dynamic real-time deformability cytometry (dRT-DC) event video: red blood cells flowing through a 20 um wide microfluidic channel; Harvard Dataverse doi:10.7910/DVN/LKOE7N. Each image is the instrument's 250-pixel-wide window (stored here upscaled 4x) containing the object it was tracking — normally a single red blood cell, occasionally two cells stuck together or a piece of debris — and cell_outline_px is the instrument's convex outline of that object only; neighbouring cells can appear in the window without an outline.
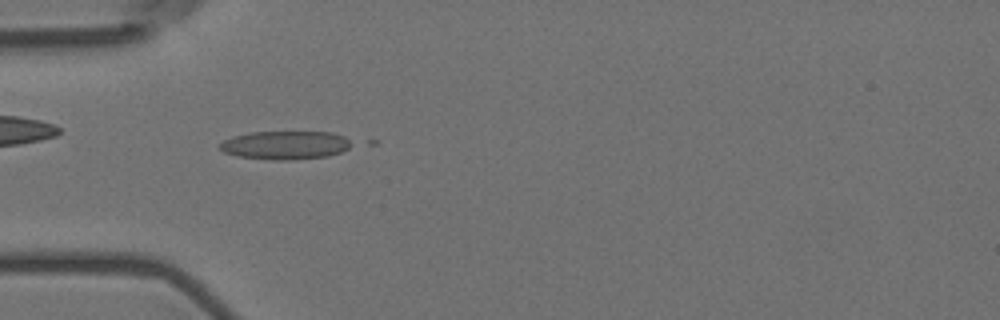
{"species": "Egyptian fruit bat (a non-hibernating species)", "species_latin": "Rousettus aegyptiacus", "temperature_condition": "room temperature", "stored_images_in_passage": 5, "camera_frame_rate_fps": 3000, "um_per_image_px": 0.085, "animal": {"sex": "female"}, "frame": {"image": 1, "passage_image": 4, "time_ms": 1.0, "image_size_px": [1000, 320], "cell_outline_px": [[356, 144], [340, 152], [328, 156], [292, 160], [272, 160], [240, 156], [224, 152], [220, 148], [220, 144], [224, 140], [232, 136], [252, 132], [332, 132], [344, 136], [352, 140]], "centroid_in_image_um": [24.32, 12.33], "position_along_channel_um": 60.7, "area_um2": 21.91}}